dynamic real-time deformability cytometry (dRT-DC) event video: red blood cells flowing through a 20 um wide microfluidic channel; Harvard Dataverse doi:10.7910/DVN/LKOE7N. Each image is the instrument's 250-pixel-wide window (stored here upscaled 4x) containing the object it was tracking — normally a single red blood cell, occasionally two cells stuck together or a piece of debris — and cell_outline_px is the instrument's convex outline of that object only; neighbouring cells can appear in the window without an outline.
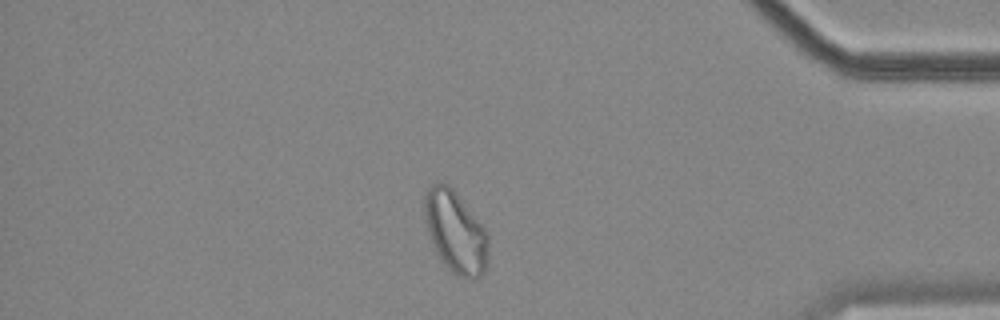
{"species": "common noctule bat (a hibernating species)", "species_latin": "Nyctalus noctula", "temperature_condition": "cold", "stored_images_in_passage": 56, "camera_frame_rate_fps": 3000, "um_per_image_px": 0.085, "animal": {"sex": "female", "body_mass_g": 18.4}, "frame": {"image": 1, "passage_image": 48, "time_ms": 15.667, "image_size_px": [1000, 320], "cell_outline_px": [[488, 260], [480, 276], [476, 280], [472, 280], [456, 276], [440, 260], [432, 240], [428, 228], [424, 212], [424, 192], [432, 184], [440, 180], [448, 184], [456, 192], [488, 232]], "centroid_in_image_um": [38.73, 19.71], "position_along_channel_um": 396.5, "area_um2": 30.52}, "authors_computed_cell_mechanics": {"area_um2": 29.3913, "velocity_mm_per_s": 3.5546, "shape_relaxation_time_tau1_ms": null, "shape_relaxation_time_tau2_ms": 1.9429, "deformation_change_tau1": null, "deformation_change_tau2": 0.0786}}